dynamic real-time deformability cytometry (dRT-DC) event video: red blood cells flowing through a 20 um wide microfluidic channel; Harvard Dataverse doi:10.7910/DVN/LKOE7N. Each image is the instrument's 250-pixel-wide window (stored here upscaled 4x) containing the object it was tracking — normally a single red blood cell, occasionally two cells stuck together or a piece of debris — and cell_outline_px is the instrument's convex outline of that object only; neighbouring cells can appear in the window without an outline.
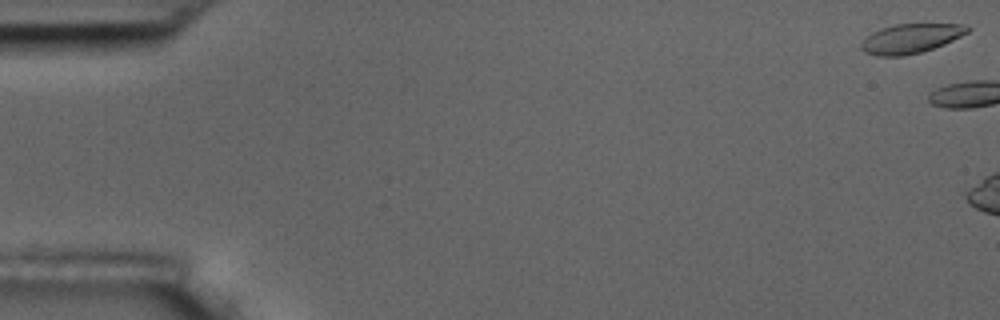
{"species": "common noctule bat (a hibernating species)", "species_latin": "Nyctalus noctula", "temperature_condition": "room temperature", "stored_images_in_passage": 3, "camera_frame_rate_fps": 3000, "um_per_image_px": 0.085, "animal": {"sex": "male", "body_mass_g": 17.5, "forearm_length_mm": 52.3}, "frame": {"image": 1, "passage_image": 1, "time_ms": 0.0, "image_size_px": [1000, 320], "cell_outline_px": [[972, 28], [968, 32], [944, 44], [920, 52], [904, 56], [876, 56], [864, 52], [860, 48], [860, 44], [872, 32], [880, 28], [896, 24], [960, 24]], "centroid_in_image_um": [77.38, 3.28], "position_along_channel_um": 7.6, "area_um2": 18.09}}